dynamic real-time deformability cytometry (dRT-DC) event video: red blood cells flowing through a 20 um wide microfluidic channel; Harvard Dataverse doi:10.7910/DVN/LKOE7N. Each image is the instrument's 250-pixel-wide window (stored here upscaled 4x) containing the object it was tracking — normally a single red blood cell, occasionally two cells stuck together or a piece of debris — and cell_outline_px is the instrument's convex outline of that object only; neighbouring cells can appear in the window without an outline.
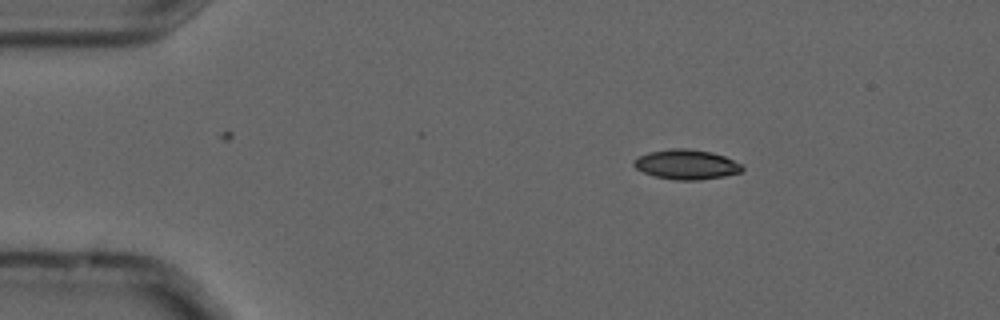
{"species": "common noctule bat (a hibernating species)", "species_latin": "Nyctalus noctula", "temperature_condition": "cold", "stored_images_in_passage": 5, "camera_frame_rate_fps": 3000, "um_per_image_px": 0.085, "animal": {"sex": "male", "forearm_length_mm": 52.5}, "frame": {"image": 1, "passage_image": 2, "time_ms": 0.333, "image_size_px": [1000, 320], "cell_outline_px": [[744, 168], [740, 172], [724, 176], [700, 180], [676, 180], [656, 176], [644, 172], [636, 168], [632, 164], [640, 156], [648, 152], [668, 148], [688, 148], [712, 152], [724, 156], [744, 164]], "centroid_in_image_um": [58.39, 13.97], "position_along_channel_um": 26.6, "area_um2": 18.84}}
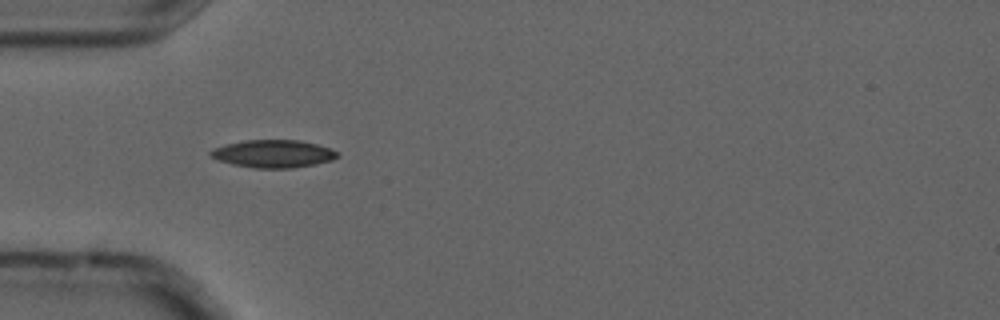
{"frame": {"image": 2, "passage_image": 4, "time_ms": 1.0, "image_size_px": [1000, 320], "cell_outline_px": [[340, 156], [332, 160], [316, 164], [292, 168], [252, 168], [232, 164], [220, 160], [212, 156], [208, 152], [212, 148], [224, 144], [244, 140], [300, 140], [332, 148], [340, 152]], "centroid_in_image_um": [23.26, 13.06], "position_along_channel_um": 61.7, "area_um2": 20.69}}
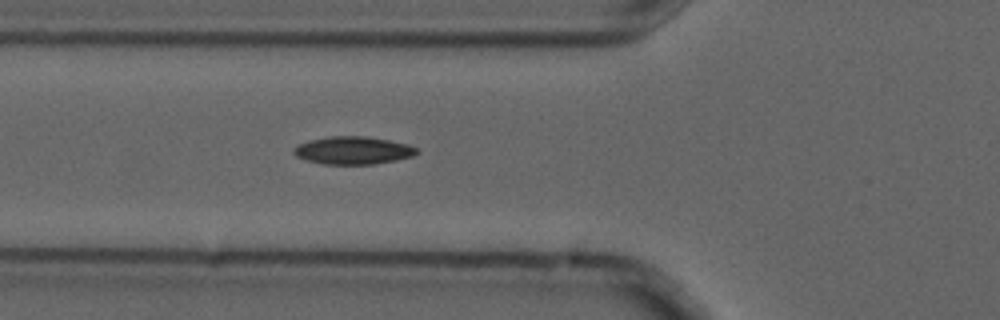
{"frame": {"image": 3, "passage_image": 5, "time_ms": 1.333, "image_size_px": [1000, 320], "cell_outline_px": [[420, 152], [412, 156], [396, 160], [372, 164], [324, 164], [308, 160], [296, 156], [292, 152], [292, 148], [308, 140], [332, 136], [368, 136], [408, 144], [416, 148]], "centroid_in_image_um": [30.01, 12.78], "position_along_channel_um": 95.8, "area_um2": 19.83}}